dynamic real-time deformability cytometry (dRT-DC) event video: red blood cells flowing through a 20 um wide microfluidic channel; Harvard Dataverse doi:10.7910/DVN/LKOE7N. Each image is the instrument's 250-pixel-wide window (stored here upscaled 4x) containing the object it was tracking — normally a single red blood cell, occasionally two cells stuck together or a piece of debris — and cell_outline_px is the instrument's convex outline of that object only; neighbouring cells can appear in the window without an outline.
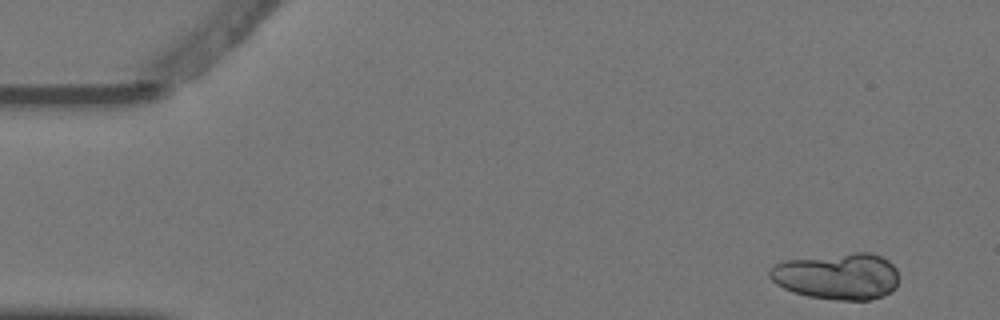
{"species": "Egyptian fruit bat (a non-hibernating species)", "species_latin": "Rousettus aegyptiacus", "temperature_condition": "warm", "stored_images_in_passage": 4, "camera_frame_rate_fps": 3000, "um_per_image_px": 0.085, "animal": {"sex": "female"}, "frame": {"image": 1, "passage_image": 1, "time_ms": 0.0, "image_size_px": [1000, 320], "cell_outline_px": [[896, 288], [884, 296], [868, 300], [836, 300], [808, 296], [792, 292], [776, 284], [768, 276], [768, 272], [776, 264], [788, 260], [852, 252], [872, 252], [888, 260], [896, 268]], "centroid_in_image_um": [71.18, 23.48], "position_along_channel_um": 13.8, "area_um2": 35.03}}